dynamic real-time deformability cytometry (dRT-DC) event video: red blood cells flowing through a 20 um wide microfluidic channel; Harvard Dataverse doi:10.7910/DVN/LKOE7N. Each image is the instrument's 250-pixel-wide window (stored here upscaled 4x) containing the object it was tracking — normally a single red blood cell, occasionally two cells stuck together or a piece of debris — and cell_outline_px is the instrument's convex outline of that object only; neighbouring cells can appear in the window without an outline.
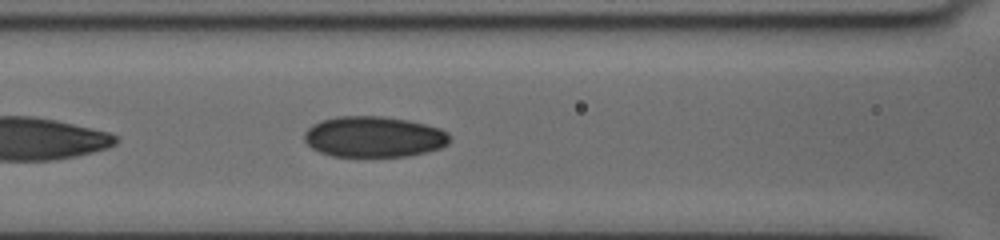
{"species": "human", "species_latin": "Homo sapiens", "temperature_condition": "cold", "stored_images_in_passage": 62, "camera_frame_rate_fps": 3000, "um_per_image_px": 0.085, "donor": {"sex": "female"}, "frame": {"image": 1, "passage_image": 26, "time_ms": 7.667, "image_size_px": [1000, 240], "cell_outline_px": [[448, 144], [440, 148], [428, 152], [408, 156], [332, 156], [320, 152], [312, 148], [304, 140], [304, 132], [312, 124], [320, 120], [336, 116], [384, 116], [408, 120], [440, 128], [448, 132]], "centroid_in_image_um": [31.76, 11.62], "position_along_channel_um": 134.8, "area_um2": 34.74}}
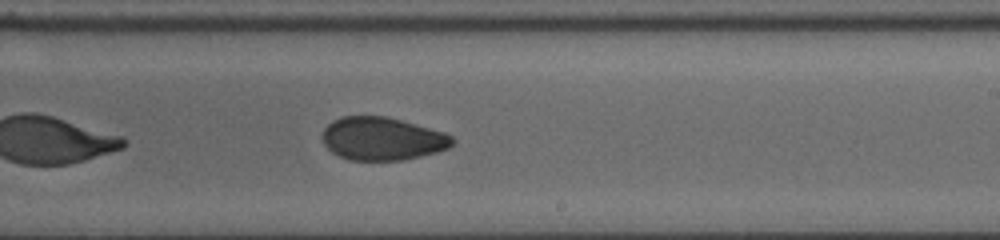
{"frame": {"image": 2, "passage_image": 42, "time_ms": 11.0, "image_size_px": [1000, 240], "cell_outline_px": [[456, 140], [448, 148], [436, 152], [404, 160], [348, 160], [332, 152], [324, 144], [320, 136], [324, 128], [332, 120], [340, 116], [388, 116], [444, 132], [452, 136]], "centroid_in_image_um": [32.47, 11.78], "position_along_channel_um": 256.5, "area_um2": 32.83}}
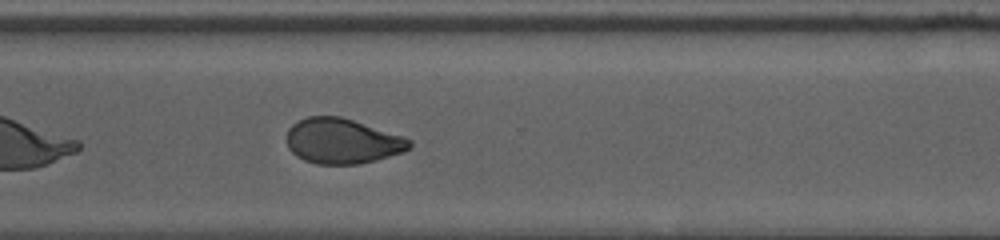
{"frame": {"image": 3, "passage_image": 53, "time_ms": 13.333, "image_size_px": [1000, 240], "cell_outline_px": [[412, 144], [404, 152], [376, 160], [360, 164], [316, 164], [304, 160], [296, 156], [288, 148], [288, 128], [292, 124], [308, 116], [340, 116], [404, 136], [412, 140]], "centroid_in_image_um": [29.11, 12.0], "position_along_channel_um": 341.5, "area_um2": 32.37}}